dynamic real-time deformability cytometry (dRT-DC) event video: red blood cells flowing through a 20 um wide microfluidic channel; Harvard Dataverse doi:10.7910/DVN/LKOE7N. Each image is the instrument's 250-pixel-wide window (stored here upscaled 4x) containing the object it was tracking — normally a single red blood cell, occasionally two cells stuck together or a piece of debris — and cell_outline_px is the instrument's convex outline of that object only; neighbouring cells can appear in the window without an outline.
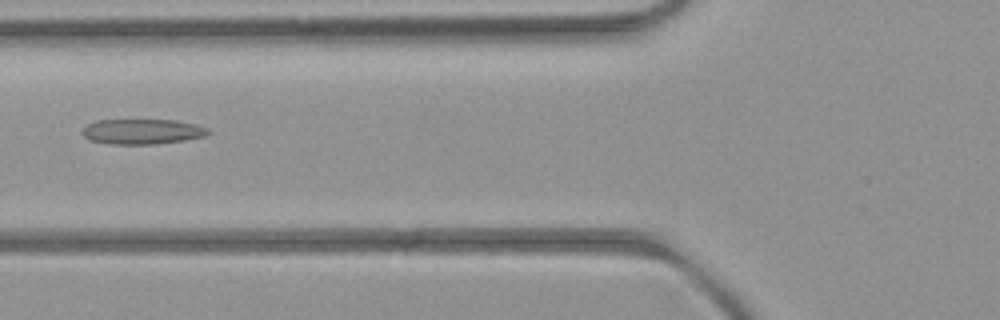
{"species": "common noctule bat (a hibernating species)", "species_latin": "Nyctalus noctula", "temperature_condition": "room temperature", "stored_images_in_passage": 2, "camera_frame_rate_fps": 3000, "um_per_image_px": 0.085, "animal": {"sex": "female", "body_mass_g": 21.9}, "frame": {"image": 1, "passage_image": 2, "time_ms": 1.333, "image_size_px": [1000, 320], "cell_outline_px": [[208, 132], [204, 136], [184, 140], [156, 144], [108, 144], [88, 140], [80, 132], [88, 124], [96, 120], [176, 120], [196, 124], [208, 128]], "centroid_in_image_um": [12.05, 11.18], "position_along_channel_um": 113.8, "area_um2": 18.5}}